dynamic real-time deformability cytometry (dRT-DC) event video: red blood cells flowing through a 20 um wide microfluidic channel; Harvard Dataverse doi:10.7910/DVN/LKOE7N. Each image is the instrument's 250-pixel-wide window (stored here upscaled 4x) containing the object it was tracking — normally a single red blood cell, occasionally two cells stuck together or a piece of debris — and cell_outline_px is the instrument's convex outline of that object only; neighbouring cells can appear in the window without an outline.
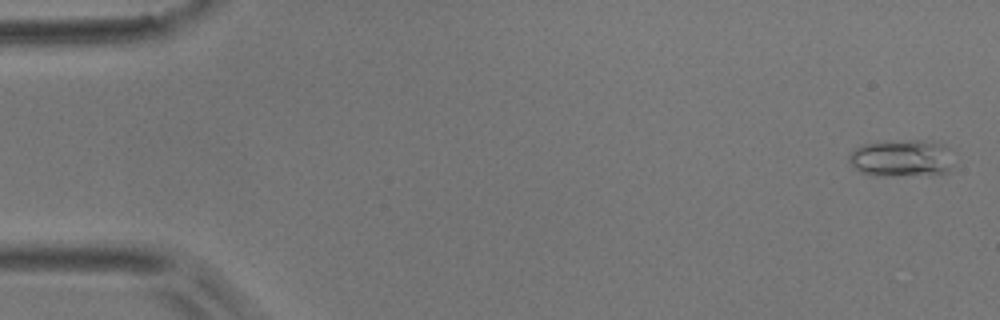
{"species": "common noctule bat (a hibernating species)", "species_latin": "Nyctalus noctula", "temperature_condition": "room temperature", "stored_images_in_passage": 27, "camera_frame_rate_fps": 3000, "um_per_image_px": 0.085, "animal": {"sex": "male", "body_mass_g": 17.9}, "frame": {"image": 1, "passage_image": 2, "time_ms": 0.333, "image_size_px": [1000, 320], "cell_outline_px": [[948, 172], [892, 176], [872, 176], [860, 172], [848, 160], [848, 156], [856, 148], [864, 144], [908, 140], [920, 140], [944, 144], [948, 148]], "centroid_in_image_um": [76.55, 13.45], "position_along_channel_um": 8.5, "area_um2": 21.96}}
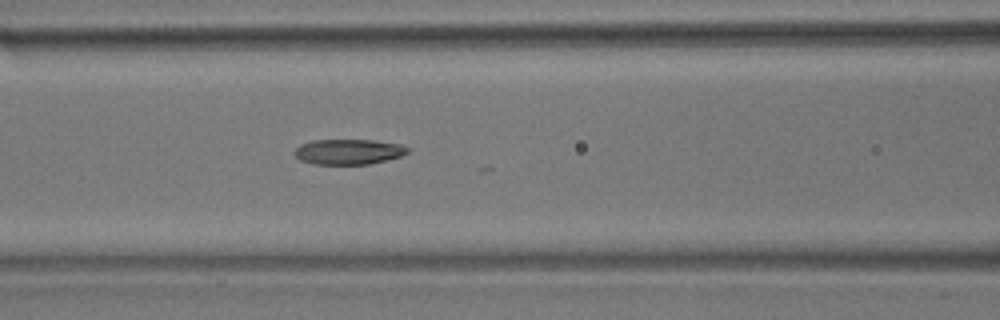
{"frame": {"image": 2, "passage_image": 23, "time_ms": 7.333, "image_size_px": [1000, 320], "cell_outline_px": [[412, 148], [408, 152], [400, 156], [368, 164], [316, 164], [300, 160], [296, 156], [296, 148], [300, 144], [312, 140], [376, 140], [400, 144]], "centroid_in_image_um": [29.65, 12.88], "position_along_channel_um": 136.9, "area_um2": 16.59}}
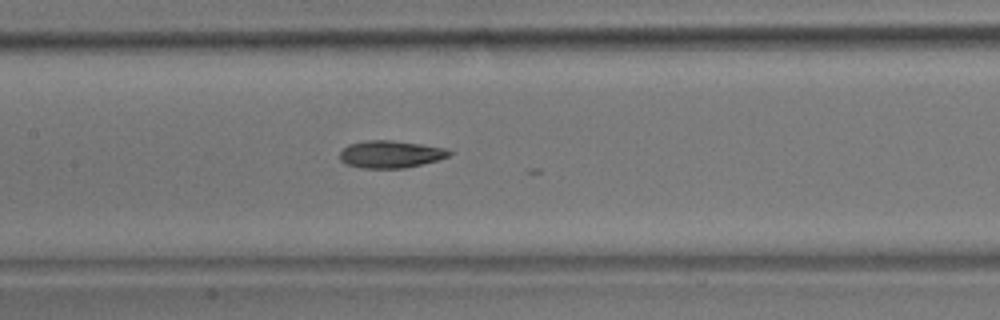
{"frame": {"image": 3, "passage_image": 26, "time_ms": 8.333, "image_size_px": [1000, 320], "cell_outline_px": [[452, 152], [448, 156], [436, 160], [404, 168], [360, 168], [344, 164], [340, 160], [340, 152], [348, 144], [364, 140], [392, 140], [420, 144], [444, 148]], "centroid_in_image_um": [33.12, 13.11], "position_along_channel_um": 174.3, "area_um2": 17.34}}